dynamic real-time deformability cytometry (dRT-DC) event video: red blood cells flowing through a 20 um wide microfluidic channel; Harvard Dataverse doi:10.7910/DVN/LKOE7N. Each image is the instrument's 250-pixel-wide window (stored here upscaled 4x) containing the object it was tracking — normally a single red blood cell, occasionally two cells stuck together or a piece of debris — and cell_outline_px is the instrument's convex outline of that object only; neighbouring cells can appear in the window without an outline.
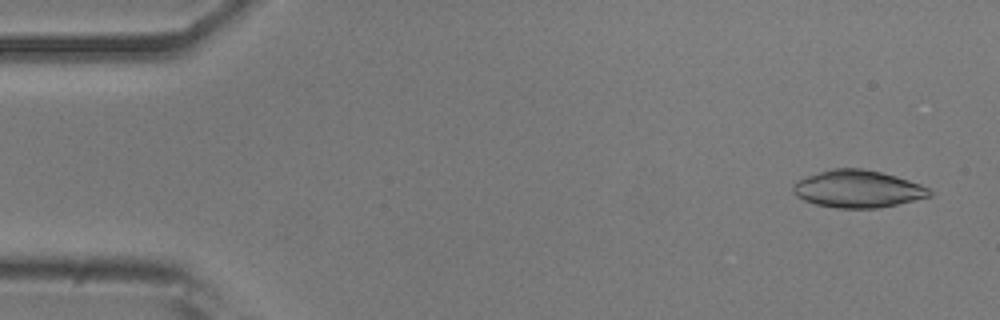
{"species": "common noctule bat (a hibernating species)", "species_latin": "Nyctalus noctula", "temperature_condition": "room temperature", "stored_images_in_passage": 29, "camera_frame_rate_fps": 3000, "um_per_image_px": 0.085, "animal": {"sex": "male", "body_mass_g": 20.5, "forearm_length_mm": 52.5}, "frame": {"image": 1, "passage_image": 3, "time_ms": 0.667, "image_size_px": [1000, 320], "cell_outline_px": [[932, 196], [880, 208], [836, 208], [816, 204], [804, 200], [796, 196], [792, 192], [792, 184], [808, 176], [832, 168], [860, 168], [880, 172], [896, 176], [920, 184], [928, 188], [932, 192]], "centroid_in_image_um": [72.91, 16.07], "position_along_channel_um": 12.1, "area_um2": 29.59}}
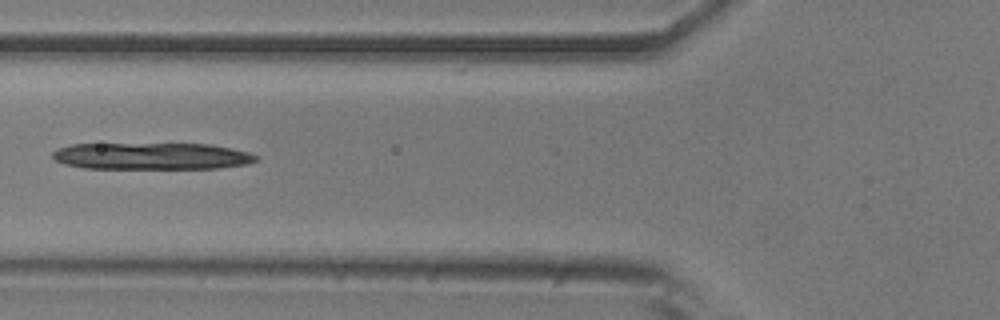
{"frame": {"image": 2, "passage_image": 20, "time_ms": 6.333, "image_size_px": [1000, 320], "cell_outline_px": [[256, 160], [244, 164], [220, 168], [84, 168], [64, 164], [56, 160], [52, 156], [52, 152], [56, 148], [72, 144], [208, 144], [248, 152], [256, 156]], "centroid_in_image_um": [12.81, 13.27], "position_along_channel_um": 113.0, "area_um2": 31.44}}
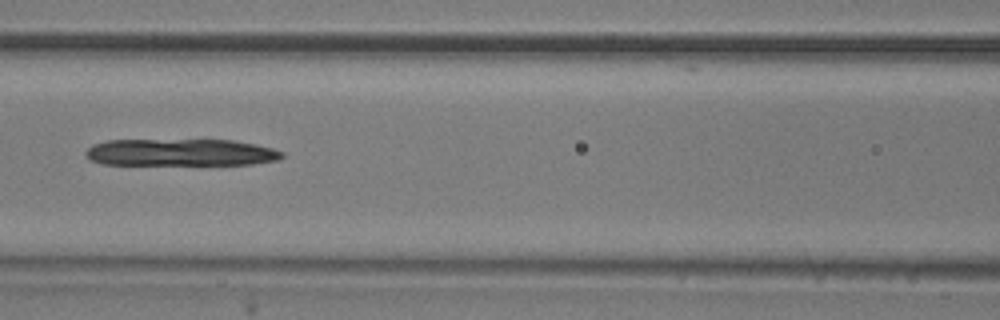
{"frame": {"image": 3, "passage_image": 23, "time_ms": 7.333, "image_size_px": [1000, 320], "cell_outline_px": [[284, 156], [276, 160], [252, 164], [104, 164], [92, 160], [84, 152], [92, 144], [108, 140], [232, 140], [256, 144], [272, 148], [284, 152]], "centroid_in_image_um": [15.37, 12.95], "position_along_channel_um": 151.2, "area_um2": 30.75}}